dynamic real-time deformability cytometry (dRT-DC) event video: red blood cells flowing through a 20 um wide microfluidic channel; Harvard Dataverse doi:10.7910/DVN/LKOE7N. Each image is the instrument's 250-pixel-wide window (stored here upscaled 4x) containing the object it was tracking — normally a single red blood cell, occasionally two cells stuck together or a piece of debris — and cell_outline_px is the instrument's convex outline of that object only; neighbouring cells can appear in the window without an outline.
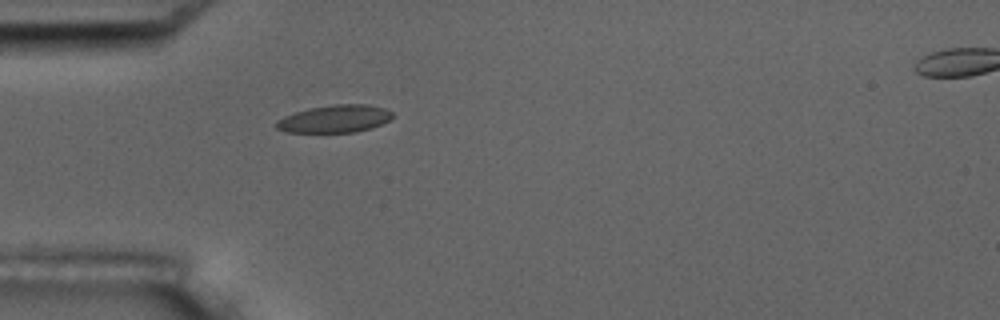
{"species": "common noctule bat (a hibernating species)", "species_latin": "Nyctalus noctula", "temperature_condition": "room temperature", "stored_images_in_passage": 2, "segment_of_instrument_passage": [1, 2], "camera_frame_rate_fps": 3000, "um_per_image_px": 0.085, "animal": {"sex": "male", "body_mass_g": 17.5, "forearm_length_mm": 52.3}, "frame": {"image": 1, "passage_image": 1, "time_ms": 0.0, "image_size_px": [1000, 320], "cell_outline_px": [[392, 116], [388, 120], [372, 128], [356, 132], [284, 132], [276, 128], [276, 120], [284, 116], [308, 108], [332, 104], [368, 104], [384, 108], [392, 112]], "centroid_in_image_um": [28.43, 10.09], "position_along_channel_um": 56.6, "area_um2": 18.67}}